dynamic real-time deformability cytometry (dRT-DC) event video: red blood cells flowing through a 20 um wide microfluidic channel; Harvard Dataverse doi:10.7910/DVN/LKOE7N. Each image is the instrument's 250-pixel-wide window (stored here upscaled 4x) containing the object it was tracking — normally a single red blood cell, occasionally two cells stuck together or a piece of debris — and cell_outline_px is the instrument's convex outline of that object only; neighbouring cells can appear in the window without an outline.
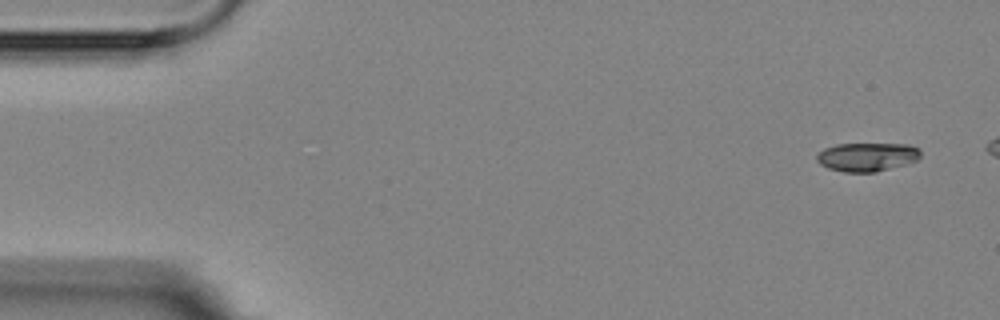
{"species": "Egyptian fruit bat (a non-hibernating species)", "species_latin": "Rousettus aegyptiacus", "temperature_condition": "room temperature", "stored_images_in_passage": 7, "segment_of_instrument_passage": [1, 2], "camera_frame_rate_fps": 3000, "um_per_image_px": 0.085, "animal": {"sex": "female"}, "frame": {"image": 1, "passage_image": 1, "time_ms": 0.0, "image_size_px": [1000, 320], "cell_outline_px": [[920, 156], [916, 160], [904, 164], [876, 172], [844, 172], [828, 168], [820, 164], [816, 160], [816, 156], [824, 148], [836, 144], [908, 144], [920, 148]], "centroid_in_image_um": [73.68, 13.33], "position_along_channel_um": 11.3, "area_um2": 17.28}}
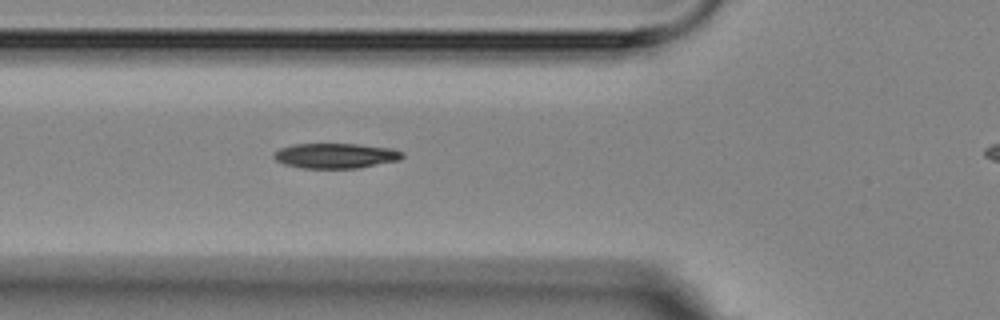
{"frame": {"image": 2, "passage_image": 6, "time_ms": 5.667, "image_size_px": [1000, 320], "cell_outline_px": [[404, 156], [400, 160], [356, 168], [300, 168], [284, 164], [276, 160], [272, 156], [280, 148], [292, 144], [356, 144], [392, 148], [404, 152]], "centroid_in_image_um": [28.53, 13.23], "position_along_channel_um": 97.3, "area_um2": 18.79}}